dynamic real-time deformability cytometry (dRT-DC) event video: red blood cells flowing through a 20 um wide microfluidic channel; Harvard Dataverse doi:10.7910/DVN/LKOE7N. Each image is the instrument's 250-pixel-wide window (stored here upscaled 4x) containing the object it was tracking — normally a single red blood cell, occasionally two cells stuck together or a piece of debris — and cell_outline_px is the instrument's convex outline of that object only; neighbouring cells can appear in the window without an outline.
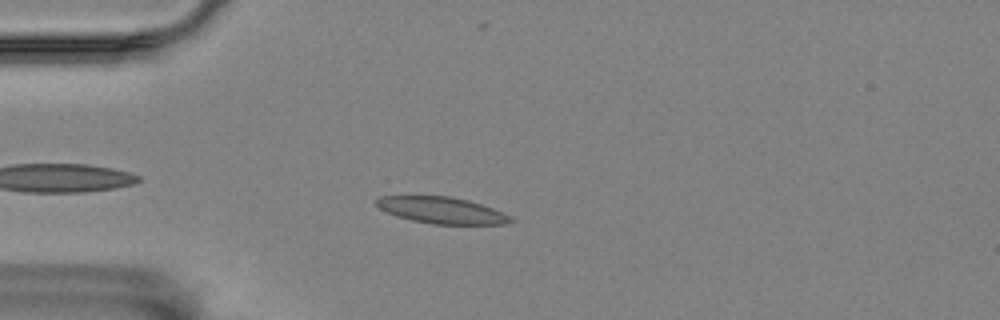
{"species": "Egyptian fruit bat (a non-hibernating species)", "species_latin": "Rousettus aegyptiacus", "temperature_condition": "room temperature", "stored_images_in_passage": 48, "camera_frame_rate_fps": 3000, "um_per_image_px": 0.085, "animal": {"sex": "female"}, "frame": {"image": 1, "passage_image": 6, "time_ms": 1.667, "image_size_px": [1000, 320], "cell_outline_px": [[516, 220], [504, 224], [432, 224], [412, 220], [396, 216], [380, 208], [376, 204], [376, 200], [380, 196], [452, 196], [468, 200], [504, 212], [512, 216]], "centroid_in_image_um": [37.59, 17.87], "position_along_channel_um": 47.4, "area_um2": 20.69}}
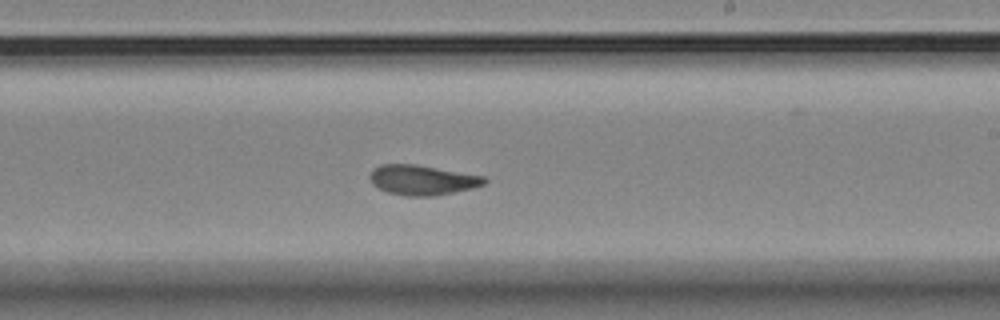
{"frame": {"image": 2, "passage_image": 25, "time_ms": 8.0, "image_size_px": [1000, 320], "cell_outline_px": [[488, 180], [484, 184], [472, 188], [432, 196], [404, 196], [388, 192], [376, 188], [372, 184], [368, 176], [372, 168], [380, 164], [416, 164], [484, 176]], "centroid_in_image_um": [35.83, 15.29], "position_along_channel_um": 253.2, "area_um2": 20.11}}
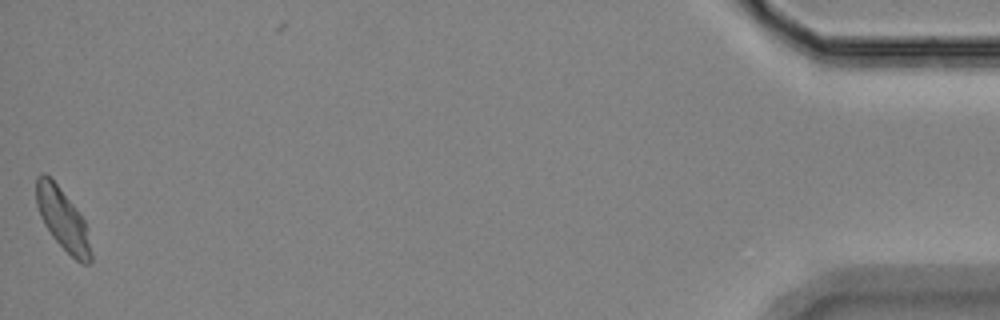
{"frame": {"image": 3, "passage_image": 48, "time_ms": 15.667, "image_size_px": [1000, 320], "cell_outline_px": [[92, 260], [88, 264], [80, 264], [52, 236], [44, 224], [40, 216], [36, 204], [36, 176], [40, 172], [44, 172], [56, 184], [76, 208], [84, 220], [92, 252]], "centroid_in_image_um": [5.32, 18.64], "position_along_channel_um": 429.9, "area_um2": 19.36}, "authors_computed_cell_mechanics": {"area_um2": 20.0566, "velocity_mm_per_s": 3.4874, "shape_relaxation_time_tau1_ms": 6.7886, "shape_relaxation_time_tau2_ms": 1.6398, "deformation_change_tau1": 0.1742, "deformation_change_tau2": 0.084}}